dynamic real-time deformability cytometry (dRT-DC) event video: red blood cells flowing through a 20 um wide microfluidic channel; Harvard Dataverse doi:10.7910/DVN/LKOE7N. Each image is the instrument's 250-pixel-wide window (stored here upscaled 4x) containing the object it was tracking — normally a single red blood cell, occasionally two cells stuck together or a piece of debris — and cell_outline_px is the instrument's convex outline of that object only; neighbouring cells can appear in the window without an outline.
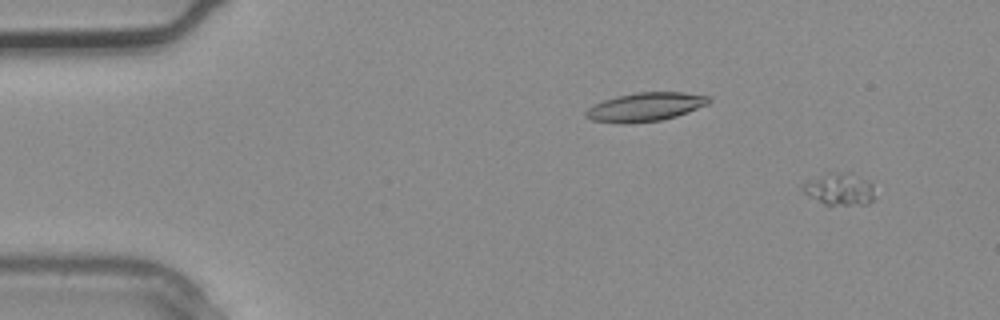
{"species": "common noctule bat (a hibernating species)", "species_latin": "Nyctalus noctula", "temperature_condition": "warm", "stored_images_in_passage": 4, "camera_frame_rate_fps": 3000, "um_per_image_px": 0.085, "animal": {"sex": "male", "body_mass_g": 20.4}, "frame": {"image": 1, "passage_image": 2, "time_ms": 0.333, "image_size_px": [1000, 320], "cell_outline_px": [[872, 200], [868, 204], [828, 208], [808, 196], [800, 188], [800, 184], [828, 172], [852, 172], [872, 184]], "centroid_in_image_um": [71.29, 16.12], "position_along_channel_um": 13.7, "area_um2": 14.1}}
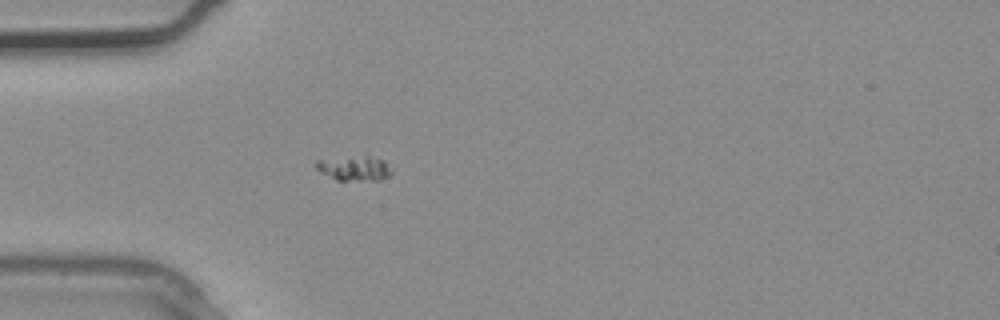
{"frame": {"image": 2, "passage_image": 4, "time_ms": 1.0, "image_size_px": [1000, 320], "cell_outline_px": [[392, 172], [388, 176], [380, 180], [336, 180], [320, 172], [316, 168], [316, 160], [364, 156], [368, 156], [384, 160]], "centroid_in_image_um": [30.12, 14.32], "position_along_channel_um": 54.9, "area_um2": 10.64}}